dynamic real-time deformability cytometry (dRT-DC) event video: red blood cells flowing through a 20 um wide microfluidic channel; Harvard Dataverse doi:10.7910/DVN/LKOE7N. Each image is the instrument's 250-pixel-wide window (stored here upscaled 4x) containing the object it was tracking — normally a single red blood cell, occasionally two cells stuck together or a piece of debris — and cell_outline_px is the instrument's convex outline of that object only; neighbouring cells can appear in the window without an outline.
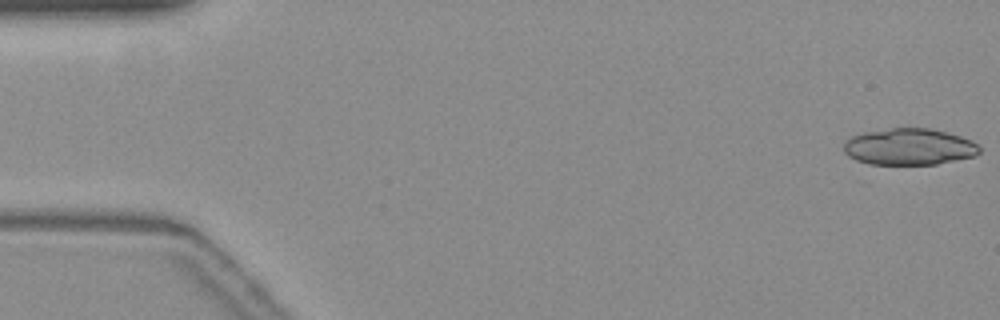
{"species": "common noctule bat (a hibernating species)", "species_latin": "Nyctalus noctula", "temperature_condition": "warm", "stored_images_in_passage": 23, "camera_frame_rate_fps": 3000, "um_per_image_px": 0.085, "animal": {"sex": "female", "body_mass_g": 19.3, "forearm_length_mm": 54.1}, "frame": {"image": 1, "passage_image": 1, "time_ms": 0.0, "image_size_px": [1000, 320], "cell_outline_px": [[980, 152], [976, 156], [936, 164], [868, 164], [856, 160], [848, 156], [844, 152], [844, 140], [852, 136], [864, 132], [892, 128], [928, 128], [960, 136], [972, 140], [980, 148]], "centroid_in_image_um": [77.26, 12.48], "position_along_channel_um": 7.7, "area_um2": 28.9}}